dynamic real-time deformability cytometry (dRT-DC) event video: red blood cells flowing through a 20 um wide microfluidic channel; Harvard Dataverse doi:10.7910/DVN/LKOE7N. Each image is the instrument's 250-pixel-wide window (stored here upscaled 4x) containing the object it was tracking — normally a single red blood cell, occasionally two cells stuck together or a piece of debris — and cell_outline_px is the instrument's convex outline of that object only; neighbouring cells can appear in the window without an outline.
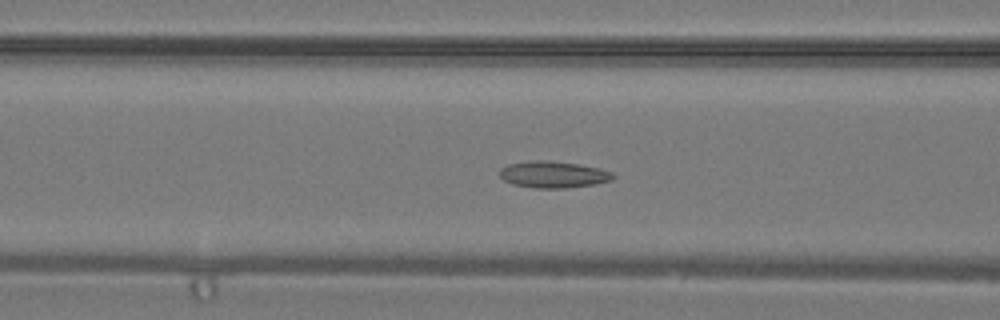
{"species": "common noctule bat (a hibernating species)", "species_latin": "Nyctalus noctula", "temperature_condition": "warm", "stored_images_in_passage": 39, "camera_frame_rate_fps": 3000, "um_per_image_px": 0.085, "animal": {"sex": "male", "body_mass_g": 19.2, "forearm_length_mm": 51.8}, "frame": {"image": 1, "passage_image": 16, "time_ms": 5.0, "image_size_px": [1000, 320], "cell_outline_px": [[616, 176], [612, 180], [596, 184], [564, 188], [532, 188], [512, 184], [504, 180], [500, 176], [500, 168], [508, 164], [532, 160], [544, 160], [580, 164], [612, 172]], "centroid_in_image_um": [47.02, 14.84], "position_along_channel_um": 119.6, "area_um2": 17.63}}
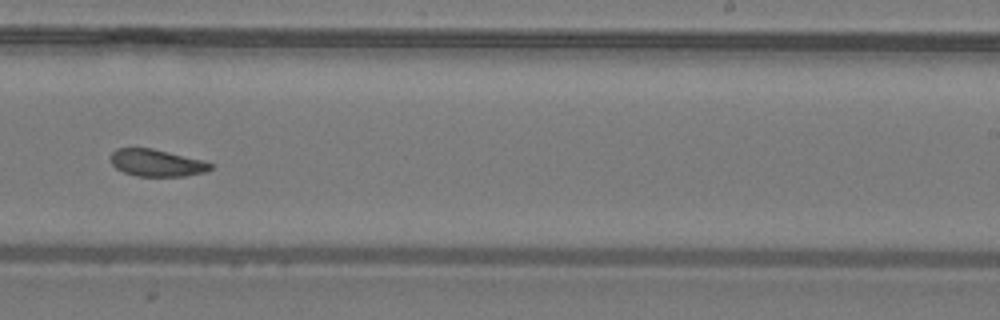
{"frame": {"image": 2, "passage_image": 25, "time_ms": 8.0, "image_size_px": [1000, 320], "cell_outline_px": [[212, 168], [204, 172], [184, 176], [136, 176], [124, 172], [116, 168], [112, 164], [112, 152], [116, 148], [152, 148], [204, 160], [212, 164]], "centroid_in_image_um": [13.33, 13.84], "position_along_channel_um": 275.7, "area_um2": 15.66}}
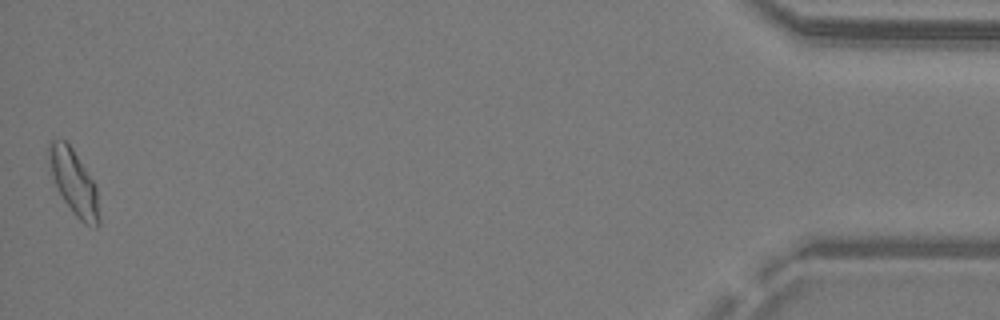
{"frame": {"image": 3, "passage_image": 39, "time_ms": 12.667, "image_size_px": [1000, 320], "cell_outline_px": [[100, 224], [96, 228], [84, 224], [72, 212], [64, 200], [56, 184], [52, 172], [48, 156], [48, 144], [52, 140], [64, 140], [72, 148], [96, 184], [100, 220]], "centroid_in_image_um": [6.32, 15.53], "position_along_channel_um": 428.9, "area_um2": 18.73}}